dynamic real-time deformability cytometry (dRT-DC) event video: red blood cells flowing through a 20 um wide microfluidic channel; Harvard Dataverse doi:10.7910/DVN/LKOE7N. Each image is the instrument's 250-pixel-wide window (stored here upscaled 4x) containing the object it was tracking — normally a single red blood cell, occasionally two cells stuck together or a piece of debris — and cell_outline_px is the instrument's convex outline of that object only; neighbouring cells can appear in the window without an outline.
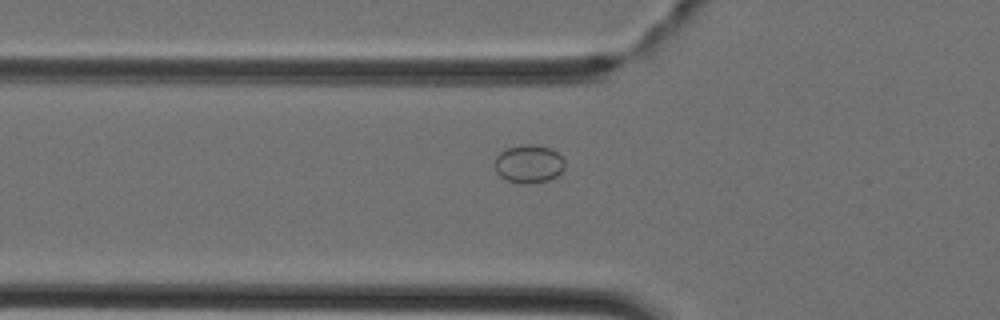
{"species": "Egyptian fruit bat (a non-hibernating species)", "species_latin": "Rousettus aegyptiacus", "temperature_condition": "cold", "stored_images_in_passage": 36, "camera_frame_rate_fps": 3000, "um_per_image_px": 0.085, "animal": {"sex": "female"}, "frame": {"image": 1, "passage_image": 8, "time_ms": 2.333, "image_size_px": [1000, 320], "cell_outline_px": [[564, 168], [556, 176], [548, 180], [528, 184], [524, 184], [508, 180], [500, 176], [496, 172], [496, 156], [500, 152], [508, 148], [524, 144], [536, 144], [552, 148], [564, 160]], "centroid_in_image_um": [44.96, 13.92], "position_along_channel_um": 80.8, "area_um2": 15.49}}
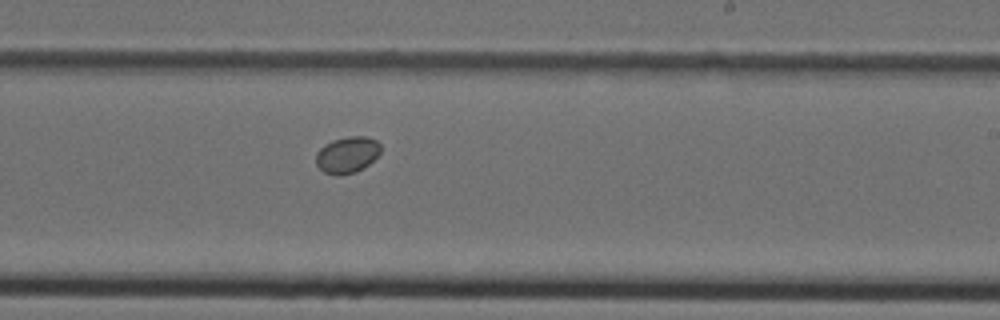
{"frame": {"image": 2, "passage_image": 20, "time_ms": 6.333, "image_size_px": [1000, 320], "cell_outline_px": [[380, 152], [364, 168], [356, 172], [340, 176], [336, 176], [324, 172], [316, 164], [316, 152], [324, 144], [332, 140], [348, 136], [368, 136], [376, 140], [380, 144]], "centroid_in_image_um": [29.49, 13.16], "position_along_channel_um": 259.5, "area_um2": 13.87}}
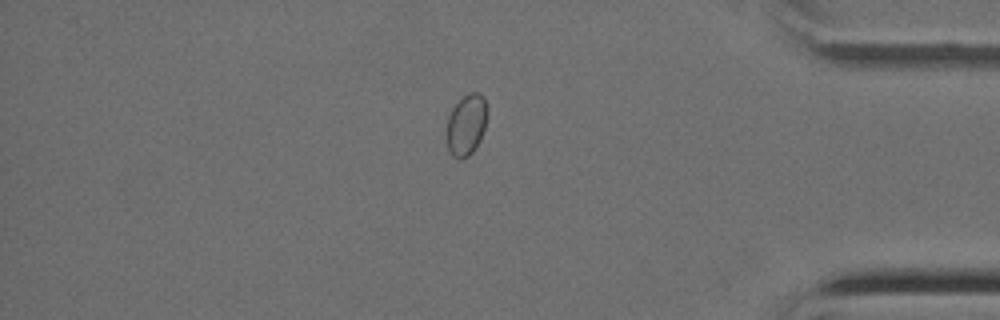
{"frame": {"image": 3, "passage_image": 31, "time_ms": 10.0, "image_size_px": [1000, 320], "cell_outline_px": [[488, 112], [484, 128], [480, 140], [472, 152], [468, 156], [452, 156], [448, 148], [448, 116], [452, 108], [468, 92], [480, 92], [484, 96], [488, 108]], "centroid_in_image_um": [39.68, 10.53], "position_along_channel_um": 395.5, "area_um2": 14.22}}